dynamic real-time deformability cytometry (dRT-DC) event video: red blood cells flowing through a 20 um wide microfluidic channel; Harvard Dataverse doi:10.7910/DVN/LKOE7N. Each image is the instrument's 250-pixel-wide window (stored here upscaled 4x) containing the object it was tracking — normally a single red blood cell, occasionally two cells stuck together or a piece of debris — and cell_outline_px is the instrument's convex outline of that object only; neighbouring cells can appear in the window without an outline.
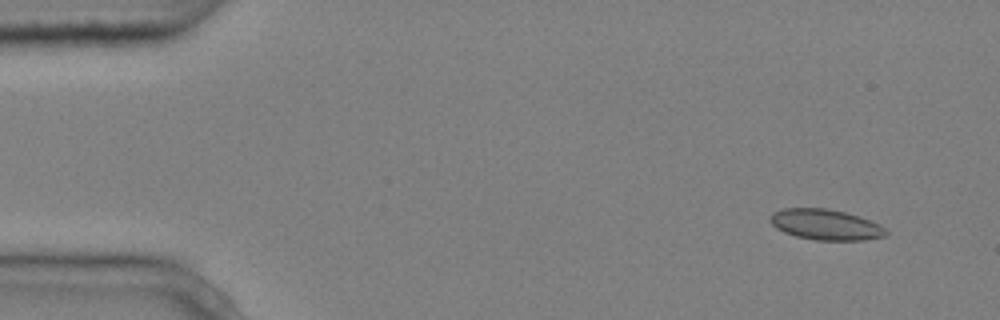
{"species": "common noctule bat (a hibernating species)", "species_latin": "Nyctalus noctula", "temperature_condition": "cold", "stored_images_in_passage": 4, "camera_frame_rate_fps": 3000, "um_per_image_px": 0.085, "animal": {"sex": "male", "body_mass_g": 20.4}, "frame": {"image": 1, "passage_image": 1, "time_ms": 0.0, "image_size_px": [1000, 320], "cell_outline_px": [[888, 232], [884, 236], [864, 240], [816, 240], [796, 236], [784, 232], [776, 228], [768, 220], [772, 212], [784, 208], [824, 208], [844, 212], [880, 224]], "centroid_in_image_um": [70.13, 19.09], "position_along_channel_um": 14.9, "area_um2": 20.52}}
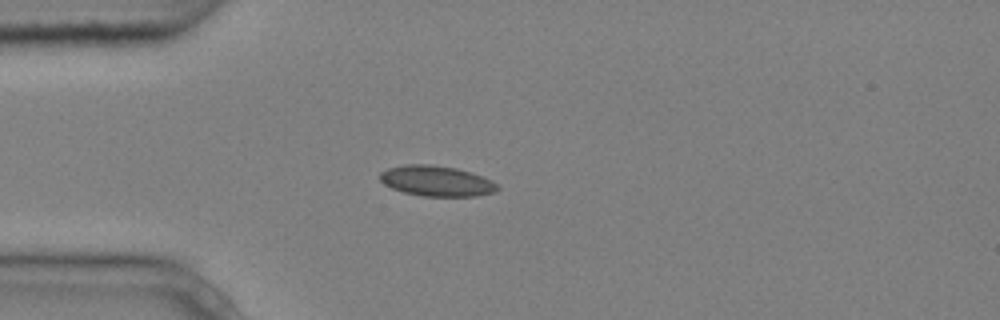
{"frame": {"image": 2, "passage_image": 3, "time_ms": 0.667, "image_size_px": [1000, 320], "cell_outline_px": [[500, 188], [496, 192], [476, 196], [424, 196], [404, 192], [392, 188], [384, 184], [380, 180], [380, 172], [388, 168], [404, 164], [432, 164], [456, 168], [472, 172], [492, 180]], "centroid_in_image_um": [37.12, 15.37], "position_along_channel_um": 47.9, "area_um2": 20.98}}